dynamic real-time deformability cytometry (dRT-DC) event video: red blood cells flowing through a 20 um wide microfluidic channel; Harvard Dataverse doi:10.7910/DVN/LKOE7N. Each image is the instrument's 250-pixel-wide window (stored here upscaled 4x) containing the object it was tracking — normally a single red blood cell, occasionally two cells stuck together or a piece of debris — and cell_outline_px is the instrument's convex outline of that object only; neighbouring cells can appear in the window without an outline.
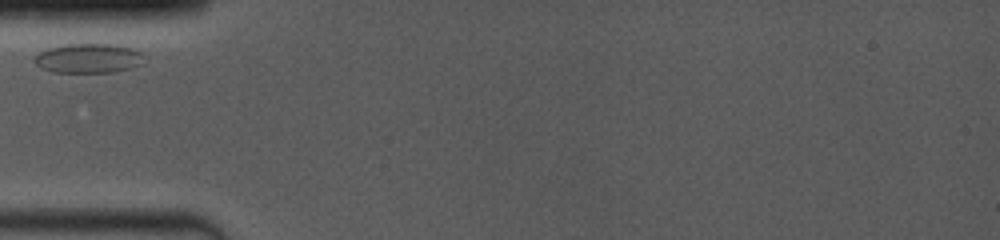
{"species": "common noctule bat (a hibernating species)", "species_latin": "Nyctalus noctula", "temperature_condition": "room temperature", "stored_images_in_passage": 4, "camera_frame_rate_fps": 4000, "um_per_image_px": 0.085, "animal": {"sex": "female", "body_mass_g": 19.0, "forearm_length_mm": 53.3}, "frame": {"image": 1, "passage_image": 1, "time_ms": 0.0, "image_size_px": [1000, 240], "cell_outline_px": [[144, 56], [140, 64], [132, 68], [112, 72], [52, 72], [40, 68], [36, 64], [36, 56], [40, 52], [48, 48], [64, 44], [116, 44], [132, 48], [140, 52]], "centroid_in_image_um": [7.53, 4.95], "position_along_channel_um": 77.5, "area_um2": 18.79}}
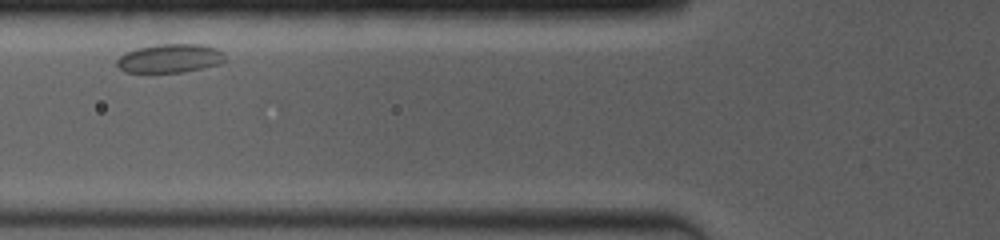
{"frame": {"image": 2, "passage_image": 2, "time_ms": 1.0, "image_size_px": [1000, 240], "cell_outline_px": [[224, 60], [220, 64], [204, 68], [180, 72], [124, 72], [116, 64], [116, 60], [124, 52], [136, 48], [156, 44], [204, 44], [216, 48], [224, 56]], "centroid_in_image_um": [14.41, 4.95], "position_along_channel_um": 111.4, "area_um2": 18.15}}